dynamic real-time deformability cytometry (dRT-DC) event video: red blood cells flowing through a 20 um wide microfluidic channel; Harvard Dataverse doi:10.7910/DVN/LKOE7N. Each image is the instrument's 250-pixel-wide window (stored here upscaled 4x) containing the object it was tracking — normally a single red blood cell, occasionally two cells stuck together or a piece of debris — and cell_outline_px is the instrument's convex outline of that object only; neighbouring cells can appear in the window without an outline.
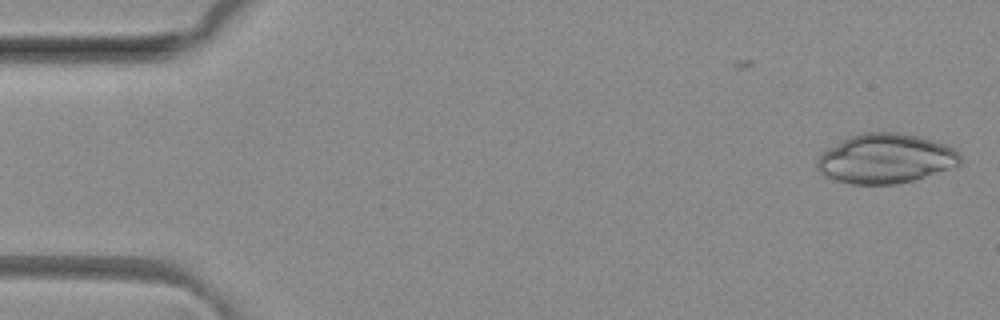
{"species": "common noctule bat (a hibernating species)", "species_latin": "Nyctalus noctula", "temperature_condition": "room temperature", "stored_images_in_passage": 6, "camera_frame_rate_fps": 3000, "um_per_image_px": 0.085, "animal": {"sex": "female", "body_mass_g": 29.2, "forearm_length_mm": 56.3}, "frame": {"image": 1, "passage_image": 2, "time_ms": 0.333, "image_size_px": [1000, 320], "cell_outline_px": [[960, 164], [912, 180], [896, 184], [852, 184], [836, 180], [820, 172], [816, 168], [816, 160], [828, 148], [848, 136], [864, 132], [900, 132], [932, 140], [944, 144], [952, 148], [960, 156]], "centroid_in_image_um": [75.22, 13.47], "position_along_channel_um": 9.8, "area_um2": 40.81}}